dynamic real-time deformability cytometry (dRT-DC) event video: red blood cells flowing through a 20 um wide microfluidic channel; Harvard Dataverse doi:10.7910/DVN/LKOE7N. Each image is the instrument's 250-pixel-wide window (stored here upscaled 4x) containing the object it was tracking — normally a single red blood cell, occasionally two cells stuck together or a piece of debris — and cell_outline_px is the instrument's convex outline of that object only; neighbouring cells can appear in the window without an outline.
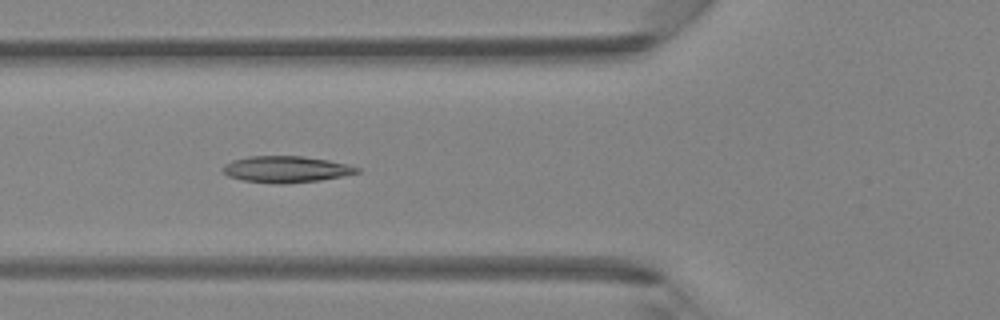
{"species": "Egyptian fruit bat (a non-hibernating species)", "species_latin": "Rousettus aegyptiacus", "temperature_condition": "room temperature", "stored_images_in_passage": 6, "camera_frame_rate_fps": 3000, "um_per_image_px": 0.085, "animal": {"sex": "female"}, "frame": {"image": 1, "passage_image": 5, "time_ms": 1.333, "image_size_px": [1000, 320], "cell_outline_px": [[360, 172], [320, 180], [284, 184], [276, 184], [244, 180], [228, 176], [220, 168], [224, 164], [232, 160], [248, 156], [304, 156], [328, 160], [348, 164], [360, 168]], "centroid_in_image_um": [24.29, 14.38], "position_along_channel_um": 101.5, "area_um2": 20.69}}
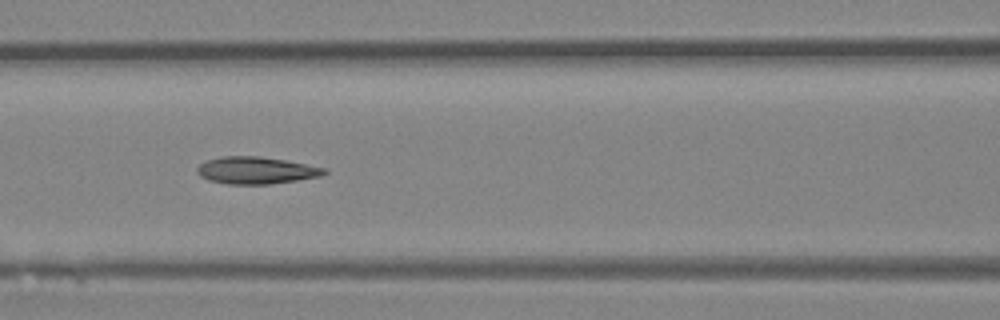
{"frame": {"image": 2, "passage_image": 6, "time_ms": 1.667, "image_size_px": [1000, 320], "cell_outline_px": [[328, 172], [320, 176], [296, 180], [268, 184], [228, 184], [208, 180], [200, 176], [196, 172], [196, 168], [200, 164], [208, 160], [224, 156], [260, 156], [284, 160], [328, 168]], "centroid_in_image_um": [21.77, 14.48], "position_along_channel_um": 144.8, "area_um2": 20.0}}